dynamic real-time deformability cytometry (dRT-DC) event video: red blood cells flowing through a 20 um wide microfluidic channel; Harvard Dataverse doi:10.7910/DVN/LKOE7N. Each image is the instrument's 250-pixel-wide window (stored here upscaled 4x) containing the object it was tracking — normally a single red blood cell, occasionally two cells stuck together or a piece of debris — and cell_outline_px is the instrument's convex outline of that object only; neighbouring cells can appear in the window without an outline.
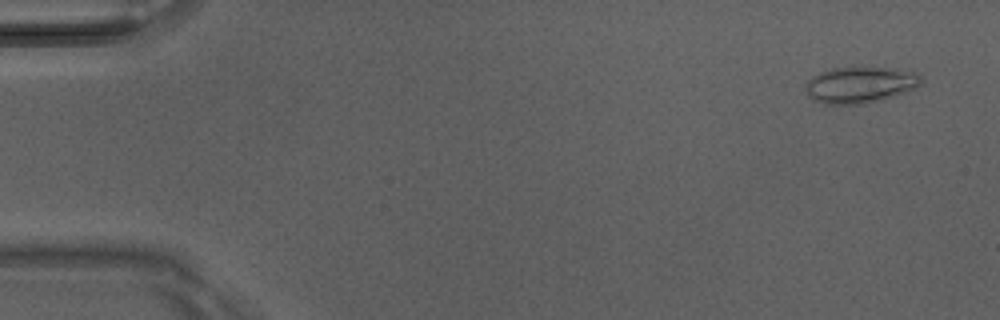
{"species": "Egyptian fruit bat (a non-hibernating species)", "species_latin": "Rousettus aegyptiacus", "temperature_condition": "room temperature", "stored_images_in_passage": 50, "camera_frame_rate_fps": 3000, "um_per_image_px": 0.085, "animal": {"sex": "male"}, "frame": {"image": 1, "passage_image": 3, "time_ms": 0.667, "image_size_px": [1000, 320], "cell_outline_px": [[924, 80], [916, 88], [892, 96], [860, 104], [824, 104], [808, 96], [804, 88], [808, 80], [812, 76], [820, 72], [832, 68], [912, 68]], "centroid_in_image_um": [73.14, 7.19], "position_along_channel_um": 11.9, "area_um2": 24.45}}
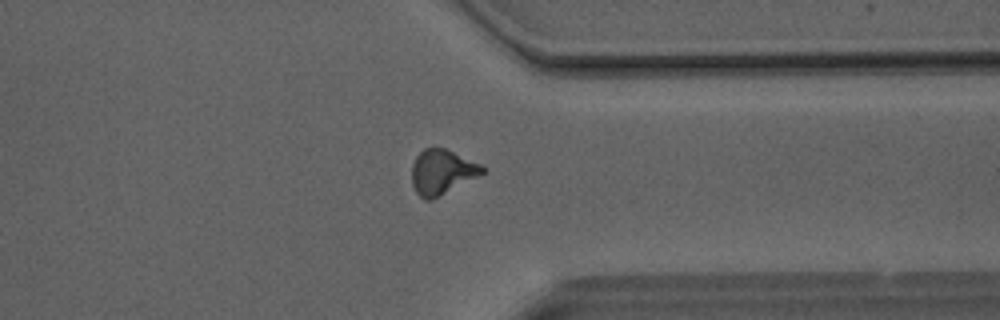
{"frame": {"image": 2, "passage_image": 39, "time_ms": 12.667, "image_size_px": [1000, 320], "cell_outline_px": [[484, 172], [432, 200], [424, 200], [416, 192], [412, 184], [412, 164], [416, 156], [424, 148], [444, 148], [480, 164], [484, 168]], "centroid_in_image_um": [37.51, 14.62], "position_along_channel_um": 373.9, "area_um2": 18.03}}
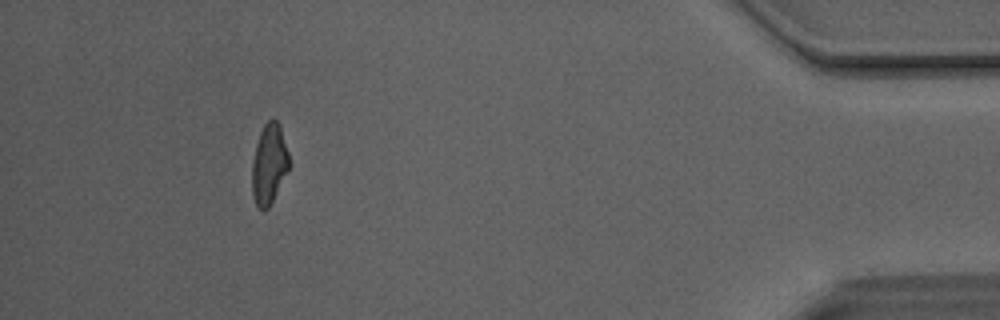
{"frame": {"image": 3, "passage_image": 46, "time_ms": 15.0, "image_size_px": [1000, 320], "cell_outline_px": [[292, 164], [268, 208], [264, 212], [256, 204], [252, 196], [252, 160], [256, 144], [260, 132], [264, 124], [272, 116], [280, 124]], "centroid_in_image_um": [22.89, 13.92], "position_along_channel_um": 412.3, "area_um2": 17.69}, "authors_computed_cell_mechanics": {"area_um2": 18.2937, "velocity_mm_per_s": 4.1504, "shape_relaxation_time_tau1_ms": null, "shape_relaxation_time_tau2_ms": 1.9817, "deformation_change_tau1": null, "deformation_change_tau2": 0.1008}}